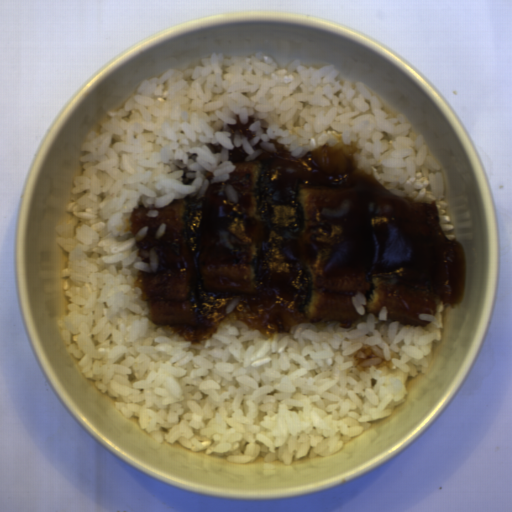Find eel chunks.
<instances>
[{"label": "eel chunks", "mask_w": 512, "mask_h": 512, "mask_svg": "<svg viewBox=\"0 0 512 512\" xmlns=\"http://www.w3.org/2000/svg\"><path fill=\"white\" fill-rule=\"evenodd\" d=\"M278 152L246 162L243 145L229 150L236 165L205 197L173 199L147 216L134 208L130 229L156 274L135 286L149 324L190 342L217 335L221 323L242 321L263 338L293 327H354L381 308L388 321L427 325L437 302L462 304L468 269L464 244L441 225L436 200L390 192L361 167L355 142L326 143L294 157Z\"/></svg>", "instance_id": "eel-chunks-1"}, {"label": "eel chunks", "mask_w": 512, "mask_h": 512, "mask_svg": "<svg viewBox=\"0 0 512 512\" xmlns=\"http://www.w3.org/2000/svg\"><path fill=\"white\" fill-rule=\"evenodd\" d=\"M252 123H255L254 117L248 116V122L246 124H242L240 122V115H236V123L227 124L231 129L232 138L235 136V131L239 130L240 133L246 135L248 141L252 139L255 135L251 132L250 126Z\"/></svg>", "instance_id": "eel-chunks-2"}]
</instances>
